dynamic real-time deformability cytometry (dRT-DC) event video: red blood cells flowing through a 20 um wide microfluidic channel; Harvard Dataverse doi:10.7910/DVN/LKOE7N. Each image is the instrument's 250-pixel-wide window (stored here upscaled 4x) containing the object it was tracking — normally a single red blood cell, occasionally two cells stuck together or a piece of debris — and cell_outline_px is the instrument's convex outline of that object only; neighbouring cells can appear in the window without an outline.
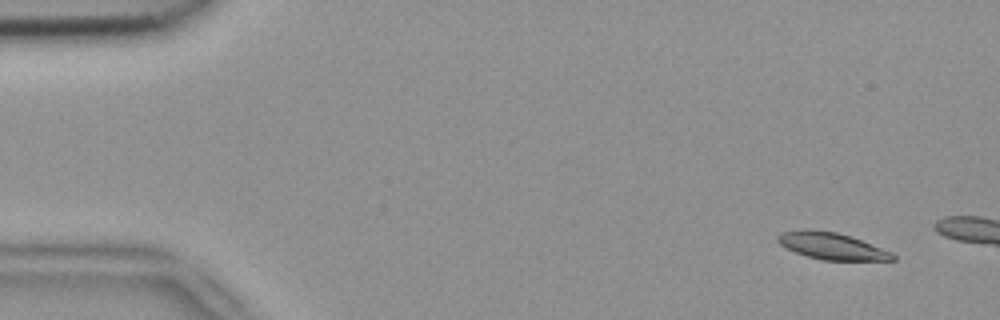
{"species": "common noctule bat (a hibernating species)", "species_latin": "Nyctalus noctula", "temperature_condition": "room temperature", "stored_images_in_passage": 3, "camera_frame_rate_fps": 3000, "um_per_image_px": 0.085, "animal": {"sex": "female", "body_mass_g": 18.4}, "frame": {"image": 1, "passage_image": 1, "time_ms": 0.0, "image_size_px": [1000, 320], "cell_outline_px": [[896, 260], [824, 260], [808, 256], [796, 252], [780, 244], [776, 240], [776, 236], [780, 232], [836, 232], [860, 240], [892, 252], [896, 256]], "centroid_in_image_um": [70.76, 20.96], "position_along_channel_um": 14.2, "area_um2": 16.99}}